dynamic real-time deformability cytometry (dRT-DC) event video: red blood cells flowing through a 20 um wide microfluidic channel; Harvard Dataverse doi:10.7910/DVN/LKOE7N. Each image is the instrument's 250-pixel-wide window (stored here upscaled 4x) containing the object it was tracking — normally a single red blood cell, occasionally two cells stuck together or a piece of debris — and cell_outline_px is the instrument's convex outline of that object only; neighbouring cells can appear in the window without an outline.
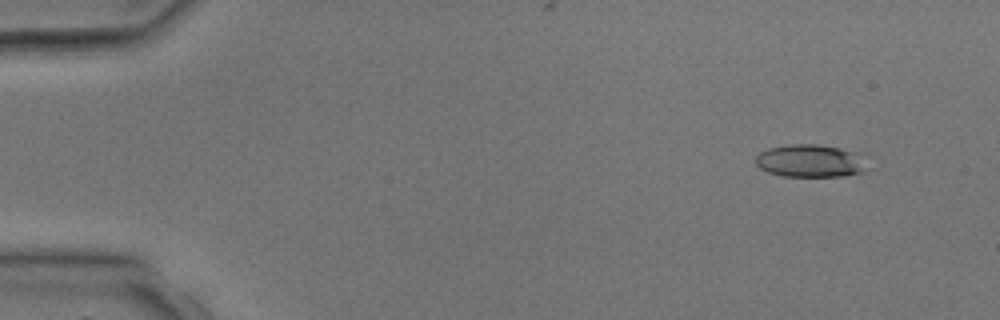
{"species": "common noctule bat (a hibernating species)", "species_latin": "Nyctalus noctula", "temperature_condition": "room temperature", "stored_images_in_passage": 3, "camera_frame_rate_fps": 3000, "um_per_image_px": 0.085, "animal": {"sex": "male", "body_mass_g": 17.9, "forearm_length_mm": 54.2}, "frame": {"image": 1, "passage_image": 1, "time_ms": 0.0, "image_size_px": [1000, 320], "cell_outline_px": [[868, 168], [864, 172], [844, 176], [784, 176], [768, 172], [760, 168], [756, 164], [756, 156], [760, 152], [768, 148], [788, 144], [816, 144], [840, 148], [856, 152]], "centroid_in_image_um": [68.86, 13.67], "position_along_channel_um": 16.1, "area_um2": 21.21}}
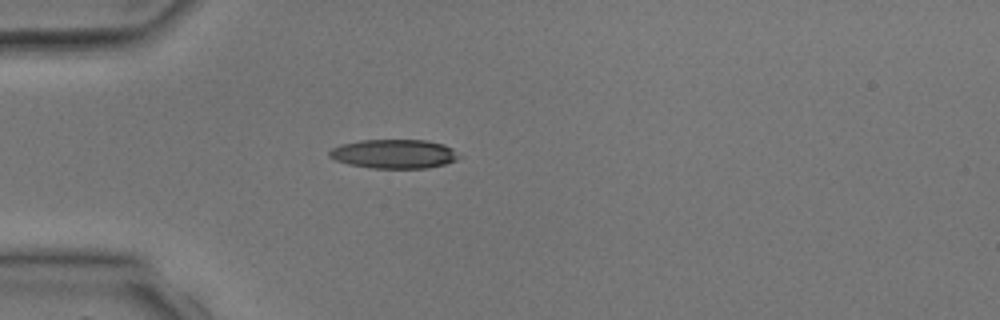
{"frame": {"image": 2, "passage_image": 3, "time_ms": 2.667, "image_size_px": [1000, 320], "cell_outline_px": [[460, 156], [456, 160], [444, 164], [428, 168], [372, 168], [348, 164], [336, 160], [328, 156], [328, 152], [332, 148], [340, 144], [360, 140], [428, 140], [444, 144], [452, 148]], "centroid_in_image_um": [33.48, 13.07], "position_along_channel_um": 51.5, "area_um2": 22.02}}